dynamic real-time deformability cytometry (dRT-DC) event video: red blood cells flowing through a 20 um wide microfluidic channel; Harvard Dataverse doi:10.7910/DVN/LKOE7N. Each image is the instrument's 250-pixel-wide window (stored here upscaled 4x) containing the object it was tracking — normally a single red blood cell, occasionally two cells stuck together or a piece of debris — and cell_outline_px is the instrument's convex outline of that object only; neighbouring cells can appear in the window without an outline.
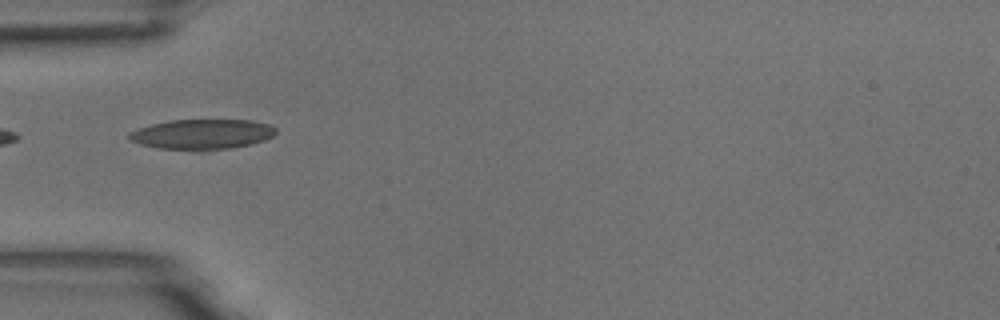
{"species": "common noctule bat (a hibernating species)", "species_latin": "Nyctalus noctula", "temperature_condition": "room temperature", "stored_images_in_passage": 6, "camera_frame_rate_fps": 3000, "um_per_image_px": 0.085, "animal": {"sex": "male", "body_mass_g": 18.8}, "frame": {"image": 1, "passage_image": 6, "time_ms": 1.667, "image_size_px": [1000, 320], "cell_outline_px": [[276, 132], [272, 136], [264, 140], [252, 144], [232, 148], [204, 152], [192, 152], [160, 148], [140, 144], [128, 140], [128, 132], [152, 124], [168, 120], [252, 120], [268, 124], [276, 128]], "centroid_in_image_um": [17.16, 11.44], "position_along_channel_um": 67.8, "area_um2": 26.36}}